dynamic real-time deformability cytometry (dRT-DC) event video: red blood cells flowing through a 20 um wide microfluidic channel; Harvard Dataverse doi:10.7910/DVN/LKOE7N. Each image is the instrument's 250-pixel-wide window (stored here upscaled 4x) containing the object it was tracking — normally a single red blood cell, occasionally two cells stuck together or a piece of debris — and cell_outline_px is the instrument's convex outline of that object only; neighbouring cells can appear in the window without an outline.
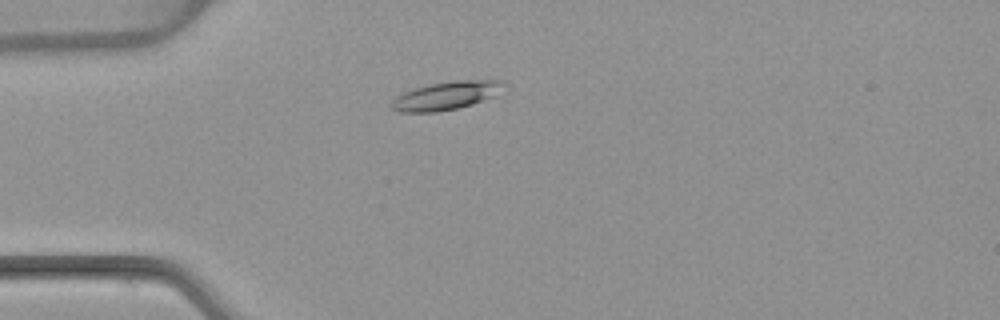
{"species": "common noctule bat (a hibernating species)", "species_latin": "Nyctalus noctula", "temperature_condition": "warm", "stored_images_in_passage": 49, "camera_frame_rate_fps": 3000, "um_per_image_px": 0.085, "animal": {"sex": "female", "body_mass_g": 22.7, "forearm_length_mm": 54.2}, "frame": {"image": 1, "passage_image": 10, "time_ms": 3.0, "image_size_px": [1000, 320], "cell_outline_px": [[504, 84], [500, 96], [472, 104], [456, 108], [436, 112], [400, 112], [392, 108], [392, 100], [396, 96], [412, 88], [428, 84], [456, 80], [504, 80]], "centroid_in_image_um": [37.98, 8.12], "position_along_channel_um": 47.0, "area_um2": 18.73}}
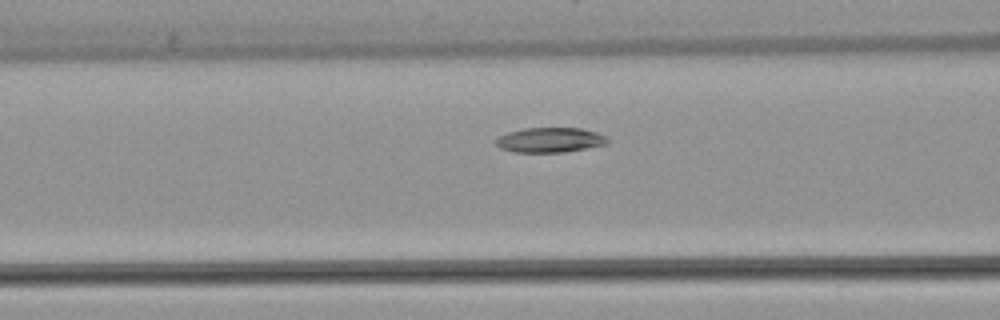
{"frame": {"image": 2, "passage_image": 17, "time_ms": 5.333, "image_size_px": [1000, 320], "cell_outline_px": [[608, 144], [564, 152], [512, 152], [500, 148], [496, 144], [496, 140], [500, 136], [508, 132], [524, 128], [580, 128], [596, 132], [604, 136], [608, 140]], "centroid_in_image_um": [46.74, 11.9], "position_along_channel_um": 119.9, "area_um2": 16.07}}
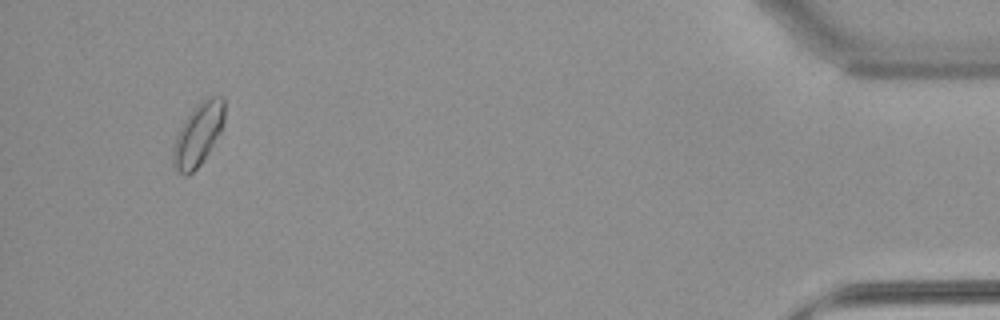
{"frame": {"image": 3, "passage_image": 46, "time_ms": 15.0, "image_size_px": [1000, 320], "cell_outline_px": [[224, 120], [220, 132], [204, 160], [188, 176], [184, 176], [172, 164], [172, 148], [176, 136], [184, 120], [196, 104], [200, 100], [208, 96], [224, 96]], "centroid_in_image_um": [16.83, 11.4], "position_along_channel_um": 418.4, "area_um2": 18.84}, "authors_computed_cell_mechanics": {"area_um2": 16.5308, "velocity_mm_per_s": 3.8499, "shape_relaxation_time_tau1_ms": 9.7603, "shape_relaxation_time_tau2_ms": null, "deformation_change_tau1": 0.1812, "deformation_change_tau2": null}}